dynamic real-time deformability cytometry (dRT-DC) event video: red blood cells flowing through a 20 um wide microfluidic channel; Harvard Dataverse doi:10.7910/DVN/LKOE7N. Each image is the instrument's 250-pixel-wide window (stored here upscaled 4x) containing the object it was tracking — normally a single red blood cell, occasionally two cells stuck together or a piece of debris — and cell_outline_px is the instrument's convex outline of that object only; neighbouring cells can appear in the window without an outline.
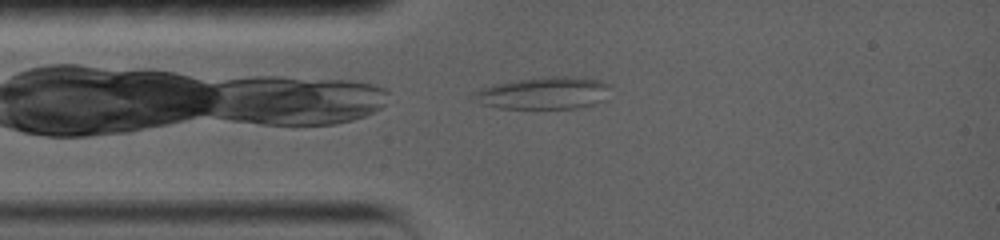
{"species": "common noctule bat (a hibernating species)", "species_latin": "Nyctalus noctula", "temperature_condition": "warm", "stored_images_in_passage": 27, "camera_frame_rate_fps": 5000, "um_per_image_px": 0.085, "animal": {"sex": "female", "body_mass_g": 19.0, "forearm_length_mm": 56.7}, "frame": {"image": 1, "passage_image": 1, "time_ms": 0.0, "image_size_px": [1000, 240], "cell_outline_px": [[612, 84], [600, 100], [592, 104], [576, 108], [500, 108], [480, 104], [472, 92], [480, 88], [496, 84], [520, 80], [552, 76], [564, 76], [600, 80]], "centroid_in_image_um": [46.19, 7.91], "position_along_channel_um": 38.8, "area_um2": 25.03}}
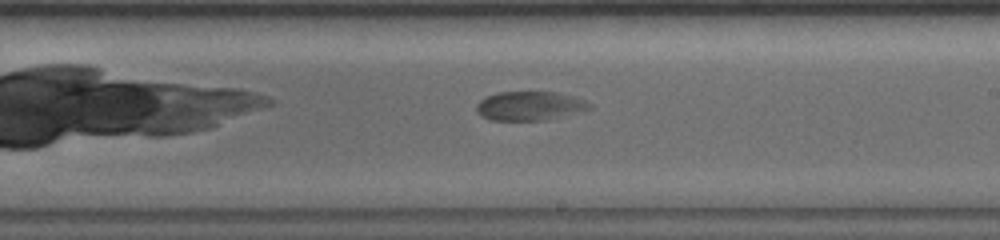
{"frame": {"image": 2, "passage_image": 14, "time_ms": 5.8, "image_size_px": [1000, 240], "cell_outline_px": [[592, 108], [548, 120], [488, 120], [480, 116], [476, 112], [476, 104], [484, 96], [496, 92], [556, 92], [572, 96], [584, 100], [592, 104]], "centroid_in_image_um": [44.97, 9.0], "position_along_channel_um": 244.0, "area_um2": 19.31}}
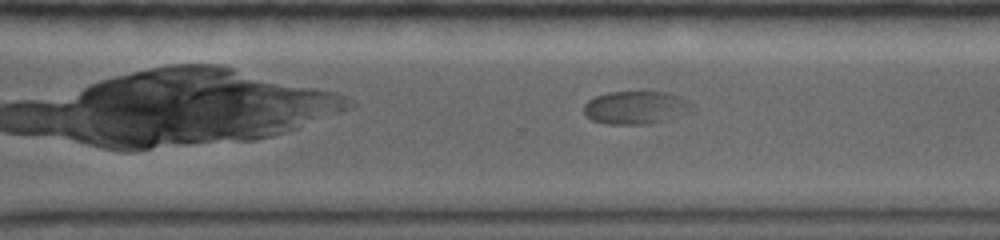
{"frame": {"image": 3, "passage_image": 19, "time_ms": 7.8, "image_size_px": [1000, 240], "cell_outline_px": [[696, 108], [692, 112], [664, 120], [648, 124], [604, 124], [592, 120], [584, 112], [584, 104], [588, 100], [596, 96], [608, 92], [664, 92], [676, 96], [692, 104]], "centroid_in_image_um": [54.03, 9.15], "position_along_channel_um": 316.6, "area_um2": 20.69}}